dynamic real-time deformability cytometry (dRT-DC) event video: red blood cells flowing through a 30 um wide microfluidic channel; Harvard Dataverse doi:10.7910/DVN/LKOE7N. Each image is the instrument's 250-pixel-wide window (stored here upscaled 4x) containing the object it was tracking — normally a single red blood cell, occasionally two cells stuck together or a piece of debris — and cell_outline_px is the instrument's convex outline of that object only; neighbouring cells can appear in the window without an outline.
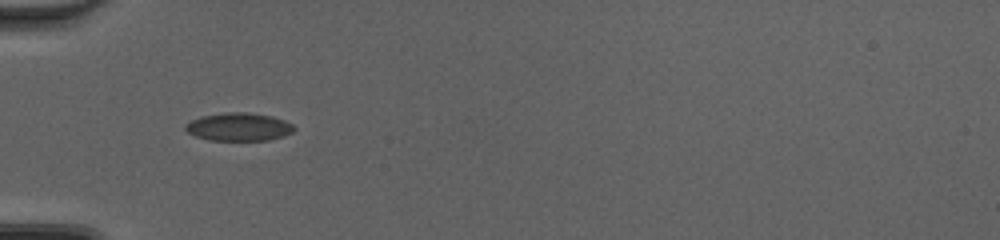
{"species": "common noctule bat (a hibernating species)", "species_latin": "Nyctalus noctula", "temperature_condition": "cold", "stored_images_in_passage": 38, "camera_frame_rate_fps": 3000, "um_per_image_px": 0.085, "animal": {"sex": "female", "body_mass_g": 20.0, "forearm_length_mm": 54.0}, "frame": {"image": 1, "passage_image": 5, "time_ms": 1.333, "image_size_px": [1000, 240], "cell_outline_px": [[296, 128], [292, 132], [284, 136], [268, 140], [208, 140], [196, 136], [188, 132], [184, 128], [184, 124], [200, 116], [224, 112], [248, 112], [272, 116], [284, 120], [292, 124]], "centroid_in_image_um": [20.29, 10.77], "position_along_channel_um": 64.7, "area_um2": 17.86}}
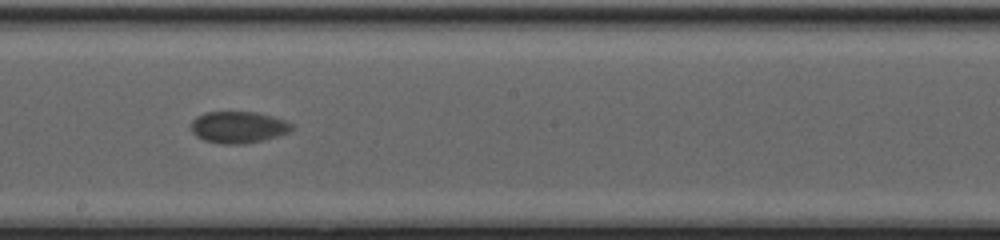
{"frame": {"image": 2, "passage_image": 17, "time_ms": 5.333, "image_size_px": [1000, 240], "cell_outline_px": [[296, 128], [288, 132], [264, 140], [244, 144], [220, 144], [204, 140], [196, 136], [192, 132], [192, 120], [196, 116], [204, 112], [256, 112], [272, 116], [296, 124]], "centroid_in_image_um": [20.28, 10.81], "position_along_channel_um": 227.9, "area_um2": 18.79}}
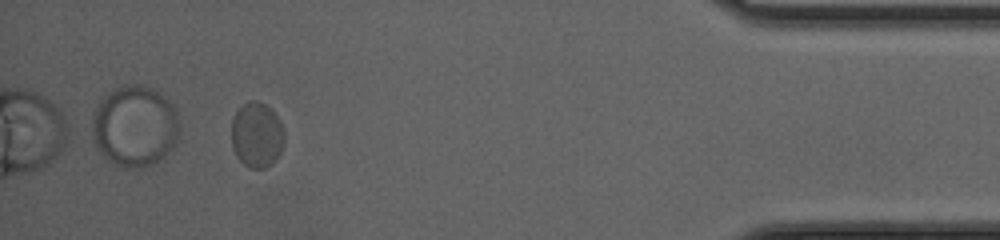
{"frame": {"image": 3, "passage_image": 34, "time_ms": 11.0, "image_size_px": [1000, 240], "cell_outline_px": [[284, 144], [276, 160], [272, 164], [264, 168], [252, 168], [244, 164], [240, 160], [232, 144], [232, 120], [236, 112], [248, 100], [256, 100], [264, 104], [280, 120], [284, 132]], "centroid_in_image_um": [21.84, 11.47], "position_along_channel_um": 413.4, "area_um2": 19.88}, "authors_computed_cell_mechanics": {"area_um2": 18.785, "velocity_mm_per_s": 4.18, "shape_relaxation_time_tau1_ms": 2.3246, "shape_relaxation_time_tau2_ms": null, "deformation_change_tau1": 0.0627, "deformation_change_tau2": null}}